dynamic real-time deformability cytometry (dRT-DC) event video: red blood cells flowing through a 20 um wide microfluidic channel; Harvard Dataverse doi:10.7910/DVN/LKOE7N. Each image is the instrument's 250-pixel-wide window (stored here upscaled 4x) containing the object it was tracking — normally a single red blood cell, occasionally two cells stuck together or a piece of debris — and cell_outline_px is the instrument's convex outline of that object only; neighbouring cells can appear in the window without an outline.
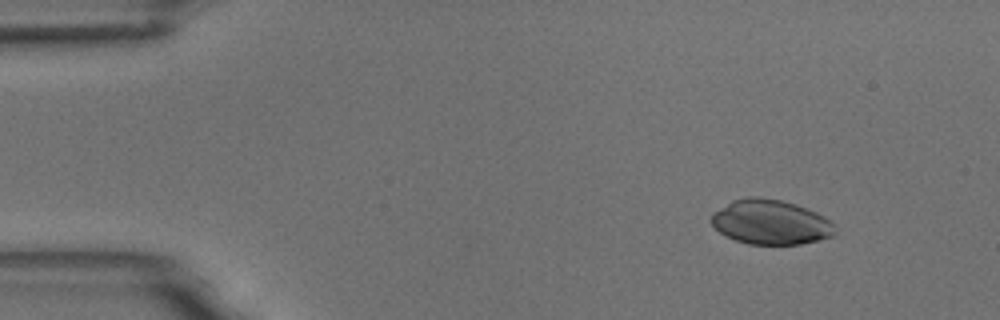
{"species": "common noctule bat (a hibernating species)", "species_latin": "Nyctalus noctula", "temperature_condition": "room temperature", "stored_images_in_passage": 6, "segment_of_instrument_passage": [1, 2], "camera_frame_rate_fps": 3000, "um_per_image_px": 0.085, "animal": {"sex": "male", "body_mass_g": 18.8}, "frame": {"image": 1, "passage_image": 2, "time_ms": 1.333, "image_size_px": [1000, 320], "cell_outline_px": [[836, 232], [832, 236], [800, 244], [748, 244], [736, 240], [720, 232], [708, 220], [708, 216], [712, 212], [732, 200], [748, 196], [756, 196], [780, 200], [796, 204], [816, 212], [824, 216], [832, 224]], "centroid_in_image_um": [65.44, 18.86], "position_along_channel_um": 19.6, "area_um2": 32.19}}